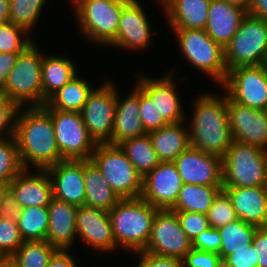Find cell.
Listing matches in <instances>:
<instances>
[{
    "instance_id": "6da1fadb",
    "label": "cell",
    "mask_w": 267,
    "mask_h": 267,
    "mask_svg": "<svg viewBox=\"0 0 267 267\" xmlns=\"http://www.w3.org/2000/svg\"><path fill=\"white\" fill-rule=\"evenodd\" d=\"M14 138L23 169H46L63 161L51 115L42 106L19 107Z\"/></svg>"
},
{
    "instance_id": "7a4b0ae2",
    "label": "cell",
    "mask_w": 267,
    "mask_h": 267,
    "mask_svg": "<svg viewBox=\"0 0 267 267\" xmlns=\"http://www.w3.org/2000/svg\"><path fill=\"white\" fill-rule=\"evenodd\" d=\"M223 95V96H222ZM210 92L197 95L188 132L191 147L223 158L233 142L228 113L227 95Z\"/></svg>"
},
{
    "instance_id": "3957f363",
    "label": "cell",
    "mask_w": 267,
    "mask_h": 267,
    "mask_svg": "<svg viewBox=\"0 0 267 267\" xmlns=\"http://www.w3.org/2000/svg\"><path fill=\"white\" fill-rule=\"evenodd\" d=\"M158 208L141 197L120 199L109 211L117 249L143 251L150 239Z\"/></svg>"
},
{
    "instance_id": "277c9868",
    "label": "cell",
    "mask_w": 267,
    "mask_h": 267,
    "mask_svg": "<svg viewBox=\"0 0 267 267\" xmlns=\"http://www.w3.org/2000/svg\"><path fill=\"white\" fill-rule=\"evenodd\" d=\"M79 31L92 44L107 47L118 32L122 8L130 0H70Z\"/></svg>"
},
{
    "instance_id": "5b68a950",
    "label": "cell",
    "mask_w": 267,
    "mask_h": 267,
    "mask_svg": "<svg viewBox=\"0 0 267 267\" xmlns=\"http://www.w3.org/2000/svg\"><path fill=\"white\" fill-rule=\"evenodd\" d=\"M43 56L44 52L34 41L19 53L7 77L3 93L18 107L42 106Z\"/></svg>"
},
{
    "instance_id": "8992f818",
    "label": "cell",
    "mask_w": 267,
    "mask_h": 267,
    "mask_svg": "<svg viewBox=\"0 0 267 267\" xmlns=\"http://www.w3.org/2000/svg\"><path fill=\"white\" fill-rule=\"evenodd\" d=\"M223 187H267V151L237 141L222 158Z\"/></svg>"
},
{
    "instance_id": "52a82bcc",
    "label": "cell",
    "mask_w": 267,
    "mask_h": 267,
    "mask_svg": "<svg viewBox=\"0 0 267 267\" xmlns=\"http://www.w3.org/2000/svg\"><path fill=\"white\" fill-rule=\"evenodd\" d=\"M179 49L189 65L221 85L227 76L224 48L213 41L204 29H172Z\"/></svg>"
},
{
    "instance_id": "ba28073f",
    "label": "cell",
    "mask_w": 267,
    "mask_h": 267,
    "mask_svg": "<svg viewBox=\"0 0 267 267\" xmlns=\"http://www.w3.org/2000/svg\"><path fill=\"white\" fill-rule=\"evenodd\" d=\"M227 69L267 64V21L246 14L224 48Z\"/></svg>"
},
{
    "instance_id": "9c48e42d",
    "label": "cell",
    "mask_w": 267,
    "mask_h": 267,
    "mask_svg": "<svg viewBox=\"0 0 267 267\" xmlns=\"http://www.w3.org/2000/svg\"><path fill=\"white\" fill-rule=\"evenodd\" d=\"M90 160L120 199L140 197L143 177L119 145L97 144Z\"/></svg>"
},
{
    "instance_id": "30bf717a",
    "label": "cell",
    "mask_w": 267,
    "mask_h": 267,
    "mask_svg": "<svg viewBox=\"0 0 267 267\" xmlns=\"http://www.w3.org/2000/svg\"><path fill=\"white\" fill-rule=\"evenodd\" d=\"M51 115L55 137L63 160H90L96 143L89 136L81 113L46 110Z\"/></svg>"
},
{
    "instance_id": "8fae6325",
    "label": "cell",
    "mask_w": 267,
    "mask_h": 267,
    "mask_svg": "<svg viewBox=\"0 0 267 267\" xmlns=\"http://www.w3.org/2000/svg\"><path fill=\"white\" fill-rule=\"evenodd\" d=\"M220 86L232 101L266 111L267 64L230 69Z\"/></svg>"
},
{
    "instance_id": "7c38bea8",
    "label": "cell",
    "mask_w": 267,
    "mask_h": 267,
    "mask_svg": "<svg viewBox=\"0 0 267 267\" xmlns=\"http://www.w3.org/2000/svg\"><path fill=\"white\" fill-rule=\"evenodd\" d=\"M104 82L93 89L80 112L89 136L96 144L109 143L115 116L117 85L108 80Z\"/></svg>"
},
{
    "instance_id": "4fadbf2b",
    "label": "cell",
    "mask_w": 267,
    "mask_h": 267,
    "mask_svg": "<svg viewBox=\"0 0 267 267\" xmlns=\"http://www.w3.org/2000/svg\"><path fill=\"white\" fill-rule=\"evenodd\" d=\"M192 248V242L182 230L175 211L158 209L153 220L147 253L183 260Z\"/></svg>"
},
{
    "instance_id": "5bb4252c",
    "label": "cell",
    "mask_w": 267,
    "mask_h": 267,
    "mask_svg": "<svg viewBox=\"0 0 267 267\" xmlns=\"http://www.w3.org/2000/svg\"><path fill=\"white\" fill-rule=\"evenodd\" d=\"M174 71L166 72L162 77L153 78L148 75L140 74L137 77L136 85L151 99L155 104L158 114L167 123H178L187 121L185 116L186 110L180 99L179 91L177 90V81L174 80Z\"/></svg>"
},
{
    "instance_id": "9a60e30c",
    "label": "cell",
    "mask_w": 267,
    "mask_h": 267,
    "mask_svg": "<svg viewBox=\"0 0 267 267\" xmlns=\"http://www.w3.org/2000/svg\"><path fill=\"white\" fill-rule=\"evenodd\" d=\"M140 1L130 0L123 8L116 38L108 47L141 51L152 43V26Z\"/></svg>"
},
{
    "instance_id": "2e32d148",
    "label": "cell",
    "mask_w": 267,
    "mask_h": 267,
    "mask_svg": "<svg viewBox=\"0 0 267 267\" xmlns=\"http://www.w3.org/2000/svg\"><path fill=\"white\" fill-rule=\"evenodd\" d=\"M183 186L174 162H160L142 180L140 197L158 209H171Z\"/></svg>"
},
{
    "instance_id": "e0dca14e",
    "label": "cell",
    "mask_w": 267,
    "mask_h": 267,
    "mask_svg": "<svg viewBox=\"0 0 267 267\" xmlns=\"http://www.w3.org/2000/svg\"><path fill=\"white\" fill-rule=\"evenodd\" d=\"M227 113L234 141L267 151V111L240 105L227 96Z\"/></svg>"
},
{
    "instance_id": "ac0fdd59",
    "label": "cell",
    "mask_w": 267,
    "mask_h": 267,
    "mask_svg": "<svg viewBox=\"0 0 267 267\" xmlns=\"http://www.w3.org/2000/svg\"><path fill=\"white\" fill-rule=\"evenodd\" d=\"M183 184L223 186L222 158L189 147L174 160Z\"/></svg>"
},
{
    "instance_id": "d6986e66",
    "label": "cell",
    "mask_w": 267,
    "mask_h": 267,
    "mask_svg": "<svg viewBox=\"0 0 267 267\" xmlns=\"http://www.w3.org/2000/svg\"><path fill=\"white\" fill-rule=\"evenodd\" d=\"M76 233L94 251L114 252L117 248L108 212L91 206H77Z\"/></svg>"
},
{
    "instance_id": "ffe728a7",
    "label": "cell",
    "mask_w": 267,
    "mask_h": 267,
    "mask_svg": "<svg viewBox=\"0 0 267 267\" xmlns=\"http://www.w3.org/2000/svg\"><path fill=\"white\" fill-rule=\"evenodd\" d=\"M53 197L81 206L85 203L84 160H63L46 168Z\"/></svg>"
},
{
    "instance_id": "44dd1931",
    "label": "cell",
    "mask_w": 267,
    "mask_h": 267,
    "mask_svg": "<svg viewBox=\"0 0 267 267\" xmlns=\"http://www.w3.org/2000/svg\"><path fill=\"white\" fill-rule=\"evenodd\" d=\"M22 169L10 182L9 189L19 205L47 207L53 197L52 183L46 169Z\"/></svg>"
},
{
    "instance_id": "7402d4cb",
    "label": "cell",
    "mask_w": 267,
    "mask_h": 267,
    "mask_svg": "<svg viewBox=\"0 0 267 267\" xmlns=\"http://www.w3.org/2000/svg\"><path fill=\"white\" fill-rule=\"evenodd\" d=\"M48 208V231L45 240L57 249H71L76 233L77 206L52 197Z\"/></svg>"
},
{
    "instance_id": "603a6c76",
    "label": "cell",
    "mask_w": 267,
    "mask_h": 267,
    "mask_svg": "<svg viewBox=\"0 0 267 267\" xmlns=\"http://www.w3.org/2000/svg\"><path fill=\"white\" fill-rule=\"evenodd\" d=\"M119 94L117 88L113 131L108 143L110 145H119L126 139L146 134L140 115L139 87L135 85L125 99Z\"/></svg>"
},
{
    "instance_id": "cb8c5ba5",
    "label": "cell",
    "mask_w": 267,
    "mask_h": 267,
    "mask_svg": "<svg viewBox=\"0 0 267 267\" xmlns=\"http://www.w3.org/2000/svg\"><path fill=\"white\" fill-rule=\"evenodd\" d=\"M238 219L257 228L267 227V187H223Z\"/></svg>"
},
{
    "instance_id": "d4e9b609",
    "label": "cell",
    "mask_w": 267,
    "mask_h": 267,
    "mask_svg": "<svg viewBox=\"0 0 267 267\" xmlns=\"http://www.w3.org/2000/svg\"><path fill=\"white\" fill-rule=\"evenodd\" d=\"M247 11L225 0H211L205 27L207 35L223 48L237 32Z\"/></svg>"
},
{
    "instance_id": "484cf974",
    "label": "cell",
    "mask_w": 267,
    "mask_h": 267,
    "mask_svg": "<svg viewBox=\"0 0 267 267\" xmlns=\"http://www.w3.org/2000/svg\"><path fill=\"white\" fill-rule=\"evenodd\" d=\"M185 124V121L168 123L148 133L160 162H174L179 154L191 146L188 126Z\"/></svg>"
},
{
    "instance_id": "4316f807",
    "label": "cell",
    "mask_w": 267,
    "mask_h": 267,
    "mask_svg": "<svg viewBox=\"0 0 267 267\" xmlns=\"http://www.w3.org/2000/svg\"><path fill=\"white\" fill-rule=\"evenodd\" d=\"M211 0H175L163 12L171 29H205Z\"/></svg>"
},
{
    "instance_id": "83f0119b",
    "label": "cell",
    "mask_w": 267,
    "mask_h": 267,
    "mask_svg": "<svg viewBox=\"0 0 267 267\" xmlns=\"http://www.w3.org/2000/svg\"><path fill=\"white\" fill-rule=\"evenodd\" d=\"M74 61L64 55H44L42 61V106L78 73Z\"/></svg>"
},
{
    "instance_id": "f1b7e54d",
    "label": "cell",
    "mask_w": 267,
    "mask_h": 267,
    "mask_svg": "<svg viewBox=\"0 0 267 267\" xmlns=\"http://www.w3.org/2000/svg\"><path fill=\"white\" fill-rule=\"evenodd\" d=\"M84 188L86 206L108 212L120 200L91 160H84Z\"/></svg>"
},
{
    "instance_id": "f546056e",
    "label": "cell",
    "mask_w": 267,
    "mask_h": 267,
    "mask_svg": "<svg viewBox=\"0 0 267 267\" xmlns=\"http://www.w3.org/2000/svg\"><path fill=\"white\" fill-rule=\"evenodd\" d=\"M93 89V85L91 86L87 80L77 74L64 87L53 94L42 107L45 110L80 113Z\"/></svg>"
},
{
    "instance_id": "4dcf8cb0",
    "label": "cell",
    "mask_w": 267,
    "mask_h": 267,
    "mask_svg": "<svg viewBox=\"0 0 267 267\" xmlns=\"http://www.w3.org/2000/svg\"><path fill=\"white\" fill-rule=\"evenodd\" d=\"M222 189L223 186L183 184L171 210L207 214Z\"/></svg>"
},
{
    "instance_id": "1f68e13d",
    "label": "cell",
    "mask_w": 267,
    "mask_h": 267,
    "mask_svg": "<svg viewBox=\"0 0 267 267\" xmlns=\"http://www.w3.org/2000/svg\"><path fill=\"white\" fill-rule=\"evenodd\" d=\"M119 146L142 177L160 163L148 133L126 139Z\"/></svg>"
},
{
    "instance_id": "d6a6232c",
    "label": "cell",
    "mask_w": 267,
    "mask_h": 267,
    "mask_svg": "<svg viewBox=\"0 0 267 267\" xmlns=\"http://www.w3.org/2000/svg\"><path fill=\"white\" fill-rule=\"evenodd\" d=\"M255 226L237 219L225 226L218 228L221 247L219 255L222 261L230 254L246 248L247 245L253 243V237L256 231Z\"/></svg>"
},
{
    "instance_id": "836d02e7",
    "label": "cell",
    "mask_w": 267,
    "mask_h": 267,
    "mask_svg": "<svg viewBox=\"0 0 267 267\" xmlns=\"http://www.w3.org/2000/svg\"><path fill=\"white\" fill-rule=\"evenodd\" d=\"M16 223L24 241L45 240L48 231V208L24 207Z\"/></svg>"
},
{
    "instance_id": "e575fe53",
    "label": "cell",
    "mask_w": 267,
    "mask_h": 267,
    "mask_svg": "<svg viewBox=\"0 0 267 267\" xmlns=\"http://www.w3.org/2000/svg\"><path fill=\"white\" fill-rule=\"evenodd\" d=\"M57 250L46 240L24 241L12 257L18 267H47Z\"/></svg>"
},
{
    "instance_id": "d590c367",
    "label": "cell",
    "mask_w": 267,
    "mask_h": 267,
    "mask_svg": "<svg viewBox=\"0 0 267 267\" xmlns=\"http://www.w3.org/2000/svg\"><path fill=\"white\" fill-rule=\"evenodd\" d=\"M47 0H10L9 23L25 29L32 34L33 27H36L41 16L43 7ZM31 31V32H30Z\"/></svg>"
},
{
    "instance_id": "8d00e7d4",
    "label": "cell",
    "mask_w": 267,
    "mask_h": 267,
    "mask_svg": "<svg viewBox=\"0 0 267 267\" xmlns=\"http://www.w3.org/2000/svg\"><path fill=\"white\" fill-rule=\"evenodd\" d=\"M22 169L14 136L0 139V181L11 182Z\"/></svg>"
},
{
    "instance_id": "74e56055",
    "label": "cell",
    "mask_w": 267,
    "mask_h": 267,
    "mask_svg": "<svg viewBox=\"0 0 267 267\" xmlns=\"http://www.w3.org/2000/svg\"><path fill=\"white\" fill-rule=\"evenodd\" d=\"M30 35L13 23L0 26V53L19 54L35 41Z\"/></svg>"
},
{
    "instance_id": "f35d334b",
    "label": "cell",
    "mask_w": 267,
    "mask_h": 267,
    "mask_svg": "<svg viewBox=\"0 0 267 267\" xmlns=\"http://www.w3.org/2000/svg\"><path fill=\"white\" fill-rule=\"evenodd\" d=\"M209 225L212 228L225 226L238 219L229 195L222 189L215 197L207 213Z\"/></svg>"
},
{
    "instance_id": "ab89813d",
    "label": "cell",
    "mask_w": 267,
    "mask_h": 267,
    "mask_svg": "<svg viewBox=\"0 0 267 267\" xmlns=\"http://www.w3.org/2000/svg\"><path fill=\"white\" fill-rule=\"evenodd\" d=\"M23 242L16 221L0 218V251L5 256H12Z\"/></svg>"
},
{
    "instance_id": "60d3db41",
    "label": "cell",
    "mask_w": 267,
    "mask_h": 267,
    "mask_svg": "<svg viewBox=\"0 0 267 267\" xmlns=\"http://www.w3.org/2000/svg\"><path fill=\"white\" fill-rule=\"evenodd\" d=\"M175 212L180 221L182 230L191 242H193L201 232L210 227L207 214L187 211Z\"/></svg>"
},
{
    "instance_id": "b9f144b4",
    "label": "cell",
    "mask_w": 267,
    "mask_h": 267,
    "mask_svg": "<svg viewBox=\"0 0 267 267\" xmlns=\"http://www.w3.org/2000/svg\"><path fill=\"white\" fill-rule=\"evenodd\" d=\"M139 106L141 120L146 133L158 130L168 123L158 114L155 104L151 99L139 88Z\"/></svg>"
},
{
    "instance_id": "7bdbcfd3",
    "label": "cell",
    "mask_w": 267,
    "mask_h": 267,
    "mask_svg": "<svg viewBox=\"0 0 267 267\" xmlns=\"http://www.w3.org/2000/svg\"><path fill=\"white\" fill-rule=\"evenodd\" d=\"M19 107L0 92V139L14 136L15 117Z\"/></svg>"
},
{
    "instance_id": "ee69618b",
    "label": "cell",
    "mask_w": 267,
    "mask_h": 267,
    "mask_svg": "<svg viewBox=\"0 0 267 267\" xmlns=\"http://www.w3.org/2000/svg\"><path fill=\"white\" fill-rule=\"evenodd\" d=\"M184 267H220L222 259L219 254L191 248L182 260Z\"/></svg>"
},
{
    "instance_id": "f6af8a7d",
    "label": "cell",
    "mask_w": 267,
    "mask_h": 267,
    "mask_svg": "<svg viewBox=\"0 0 267 267\" xmlns=\"http://www.w3.org/2000/svg\"><path fill=\"white\" fill-rule=\"evenodd\" d=\"M222 262L226 267H258L254 244L228 255Z\"/></svg>"
},
{
    "instance_id": "bcb514c9",
    "label": "cell",
    "mask_w": 267,
    "mask_h": 267,
    "mask_svg": "<svg viewBox=\"0 0 267 267\" xmlns=\"http://www.w3.org/2000/svg\"><path fill=\"white\" fill-rule=\"evenodd\" d=\"M219 230L209 227L201 232L192 242V248L219 254L221 247Z\"/></svg>"
},
{
    "instance_id": "7dc6e473",
    "label": "cell",
    "mask_w": 267,
    "mask_h": 267,
    "mask_svg": "<svg viewBox=\"0 0 267 267\" xmlns=\"http://www.w3.org/2000/svg\"><path fill=\"white\" fill-rule=\"evenodd\" d=\"M139 257L136 267H184L183 261L170 257H162L145 251L135 252Z\"/></svg>"
},
{
    "instance_id": "c3c4849f",
    "label": "cell",
    "mask_w": 267,
    "mask_h": 267,
    "mask_svg": "<svg viewBox=\"0 0 267 267\" xmlns=\"http://www.w3.org/2000/svg\"><path fill=\"white\" fill-rule=\"evenodd\" d=\"M22 209L12 191L8 189L0 202V218L16 221Z\"/></svg>"
},
{
    "instance_id": "681fc988",
    "label": "cell",
    "mask_w": 267,
    "mask_h": 267,
    "mask_svg": "<svg viewBox=\"0 0 267 267\" xmlns=\"http://www.w3.org/2000/svg\"><path fill=\"white\" fill-rule=\"evenodd\" d=\"M253 244L256 249L258 267H267V227L256 228Z\"/></svg>"
},
{
    "instance_id": "f907efd6",
    "label": "cell",
    "mask_w": 267,
    "mask_h": 267,
    "mask_svg": "<svg viewBox=\"0 0 267 267\" xmlns=\"http://www.w3.org/2000/svg\"><path fill=\"white\" fill-rule=\"evenodd\" d=\"M19 54L0 53V92H3L9 73L15 66Z\"/></svg>"
},
{
    "instance_id": "816d5d0a",
    "label": "cell",
    "mask_w": 267,
    "mask_h": 267,
    "mask_svg": "<svg viewBox=\"0 0 267 267\" xmlns=\"http://www.w3.org/2000/svg\"><path fill=\"white\" fill-rule=\"evenodd\" d=\"M69 249H58L52 256L47 267H79Z\"/></svg>"
},
{
    "instance_id": "f5cc1de1",
    "label": "cell",
    "mask_w": 267,
    "mask_h": 267,
    "mask_svg": "<svg viewBox=\"0 0 267 267\" xmlns=\"http://www.w3.org/2000/svg\"><path fill=\"white\" fill-rule=\"evenodd\" d=\"M247 13L267 21V0H251Z\"/></svg>"
},
{
    "instance_id": "db71d44e",
    "label": "cell",
    "mask_w": 267,
    "mask_h": 267,
    "mask_svg": "<svg viewBox=\"0 0 267 267\" xmlns=\"http://www.w3.org/2000/svg\"><path fill=\"white\" fill-rule=\"evenodd\" d=\"M10 0H0V26L9 22Z\"/></svg>"
},
{
    "instance_id": "11a10c76",
    "label": "cell",
    "mask_w": 267,
    "mask_h": 267,
    "mask_svg": "<svg viewBox=\"0 0 267 267\" xmlns=\"http://www.w3.org/2000/svg\"><path fill=\"white\" fill-rule=\"evenodd\" d=\"M0 267H18V265L12 256H4L0 260Z\"/></svg>"
},
{
    "instance_id": "9f6ffc18",
    "label": "cell",
    "mask_w": 267,
    "mask_h": 267,
    "mask_svg": "<svg viewBox=\"0 0 267 267\" xmlns=\"http://www.w3.org/2000/svg\"><path fill=\"white\" fill-rule=\"evenodd\" d=\"M227 3L235 4L246 11H248V8L250 6L251 0H225Z\"/></svg>"
},
{
    "instance_id": "6f0895ef",
    "label": "cell",
    "mask_w": 267,
    "mask_h": 267,
    "mask_svg": "<svg viewBox=\"0 0 267 267\" xmlns=\"http://www.w3.org/2000/svg\"><path fill=\"white\" fill-rule=\"evenodd\" d=\"M9 184H10V182H2V181H0V202H1V199L3 198V195L9 189Z\"/></svg>"
},
{
    "instance_id": "680465c9",
    "label": "cell",
    "mask_w": 267,
    "mask_h": 267,
    "mask_svg": "<svg viewBox=\"0 0 267 267\" xmlns=\"http://www.w3.org/2000/svg\"><path fill=\"white\" fill-rule=\"evenodd\" d=\"M175 0H158L159 4L162 6L163 11Z\"/></svg>"
},
{
    "instance_id": "91938a15",
    "label": "cell",
    "mask_w": 267,
    "mask_h": 267,
    "mask_svg": "<svg viewBox=\"0 0 267 267\" xmlns=\"http://www.w3.org/2000/svg\"><path fill=\"white\" fill-rule=\"evenodd\" d=\"M5 255L0 251V260L4 257Z\"/></svg>"
}]
</instances>
